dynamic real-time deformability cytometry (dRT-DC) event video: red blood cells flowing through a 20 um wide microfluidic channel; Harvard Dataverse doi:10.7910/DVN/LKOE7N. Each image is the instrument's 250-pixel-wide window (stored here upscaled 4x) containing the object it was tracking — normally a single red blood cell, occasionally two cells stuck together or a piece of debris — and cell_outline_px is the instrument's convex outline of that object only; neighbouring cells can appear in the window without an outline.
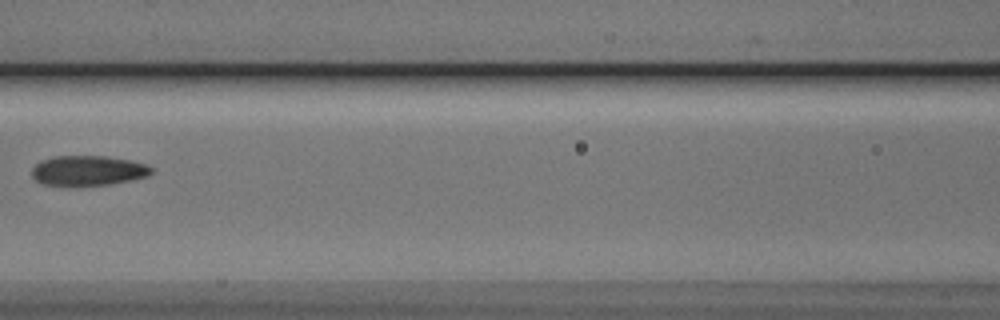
{"species": "Egyptian fruit bat (a non-hibernating species)", "species_latin": "Rousettus aegyptiacus", "temperature_condition": "cold", "stored_images_in_passage": 6, "camera_frame_rate_fps": 3000, "um_per_image_px": 0.085, "animal": {"sex": "male"}, "frame": {"image": 1, "passage_image": 5, "time_ms": 1.333, "image_size_px": [1000, 320], "cell_outline_px": [[152, 172], [144, 176], [128, 180], [108, 184], [68, 188], [44, 184], [36, 180], [32, 176], [32, 168], [40, 160], [52, 156], [104, 156], [128, 160], [144, 164], [152, 168]], "centroid_in_image_um": [7.37, 14.52], "position_along_channel_um": 159.2, "area_um2": 21.1}}
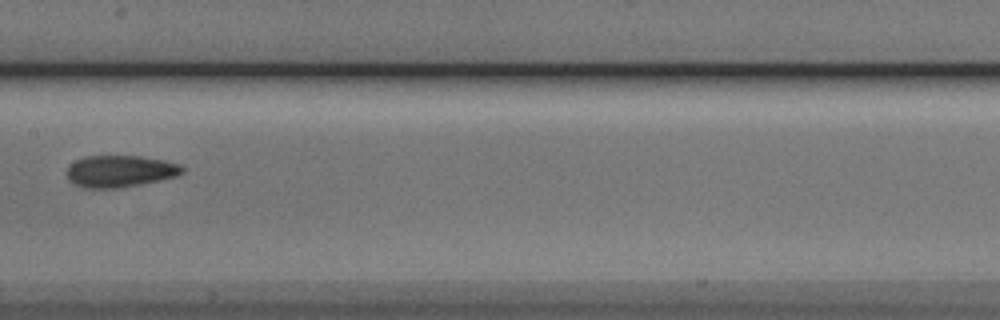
{"frame": {"image": 2, "passage_image": 6, "time_ms": 1.667, "image_size_px": [1000, 320], "cell_outline_px": [[184, 172], [176, 176], [140, 184], [116, 188], [84, 188], [68, 180], [68, 168], [76, 160], [88, 156], [140, 156], [164, 160], [180, 164], [184, 168]], "centroid_in_image_um": [10.23, 14.55], "position_along_channel_um": 197.2, "area_um2": 21.15}}